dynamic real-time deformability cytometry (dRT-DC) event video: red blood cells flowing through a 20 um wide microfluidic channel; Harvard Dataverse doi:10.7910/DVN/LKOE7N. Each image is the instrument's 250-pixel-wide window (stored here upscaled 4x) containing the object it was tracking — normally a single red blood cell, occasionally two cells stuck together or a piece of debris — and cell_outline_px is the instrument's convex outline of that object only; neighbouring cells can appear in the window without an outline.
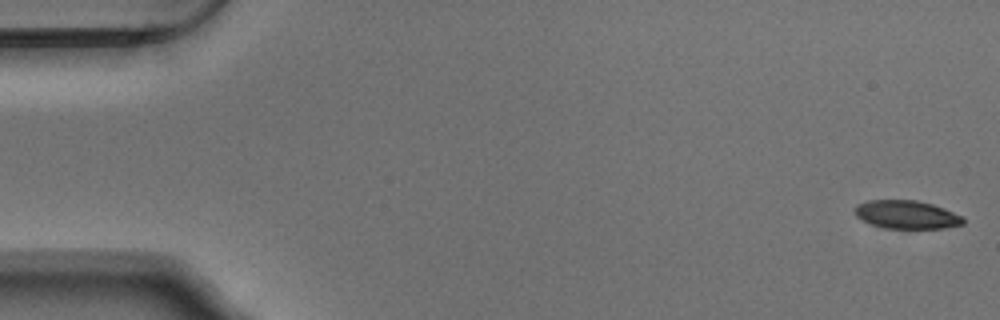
{"species": "Egyptian fruit bat (a non-hibernating species)", "species_latin": "Rousettus aegyptiacus", "temperature_condition": "warm", "stored_images_in_passage": 54, "camera_frame_rate_fps": 3000, "um_per_image_px": 0.085, "animal": {"sex": "male"}, "frame": {"image": 1, "passage_image": 1, "time_ms": 0.0, "image_size_px": [1000, 320], "cell_outline_px": [[964, 224], [944, 228], [884, 228], [872, 224], [856, 216], [856, 204], [868, 200], [916, 200], [932, 204], [944, 208], [964, 216]], "centroid_in_image_um": [77.1, 18.24], "position_along_channel_um": 7.9, "area_um2": 17.8}}
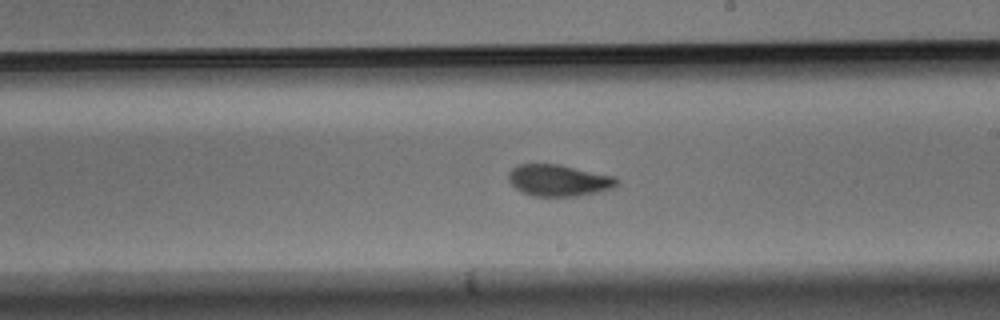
{"frame": {"image": 2, "passage_image": 31, "time_ms": 10.0, "image_size_px": [1000, 320], "cell_outline_px": [[620, 184], [612, 188], [596, 192], [576, 196], [532, 196], [520, 192], [508, 180], [508, 172], [516, 164], [560, 164], [616, 176], [620, 180]], "centroid_in_image_um": [47.5, 15.32], "position_along_channel_um": 241.5, "area_um2": 20.23}}
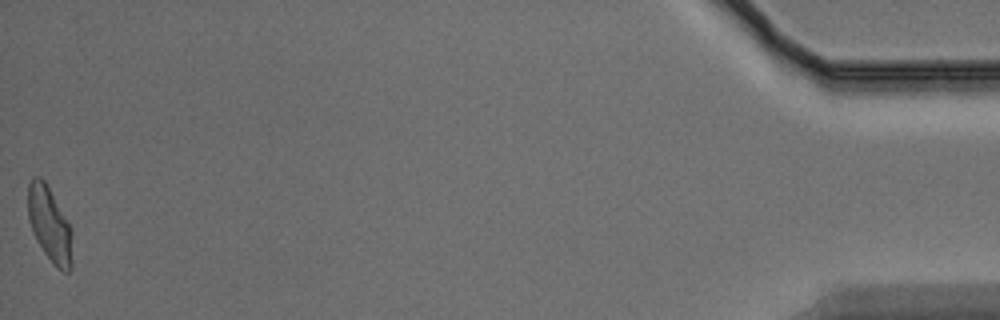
{"frame": {"image": 3, "passage_image": 54, "time_ms": 17.667, "image_size_px": [1000, 320], "cell_outline_px": [[72, 268], [68, 272], [64, 272], [44, 252], [32, 232], [28, 220], [28, 184], [32, 176], [40, 176], [44, 180], [72, 228]], "centroid_in_image_um": [4.22, 19.05], "position_along_channel_um": 431.0, "area_um2": 19.25}, "authors_computed_cell_mechanics": {"area_um2": 19.6231, "velocity_mm_per_s": 3.7322, "shape_relaxation_time_tau1_ms": 5.4693, "shape_relaxation_time_tau2_ms": 2.2696, "deformation_change_tau1": 0.161, "deformation_change_tau2": 0.0852}}